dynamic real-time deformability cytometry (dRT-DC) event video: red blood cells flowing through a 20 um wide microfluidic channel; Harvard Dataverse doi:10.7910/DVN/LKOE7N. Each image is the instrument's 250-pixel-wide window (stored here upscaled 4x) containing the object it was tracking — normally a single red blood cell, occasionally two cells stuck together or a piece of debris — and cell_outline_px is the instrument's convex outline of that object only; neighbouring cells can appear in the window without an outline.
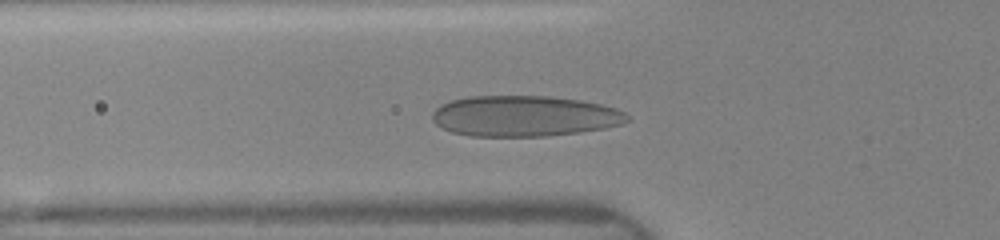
{"species": "human", "species_latin": "Homo sapiens", "temperature_condition": "room temperature", "stored_images_in_passage": 11, "camera_frame_rate_fps": 3000, "um_per_image_px": 0.085, "donor": {"sex": "female"}, "frame": {"image": 1, "passage_image": 10, "time_ms": 4.0, "image_size_px": [1000, 240], "cell_outline_px": [[628, 120], [624, 124], [604, 128], [580, 132], [544, 136], [472, 136], [452, 132], [440, 128], [432, 120], [432, 112], [440, 104], [452, 100], [468, 96], [548, 96], [580, 100], [600, 104], [616, 108], [624, 112], [628, 116]], "centroid_in_image_um": [44.55, 9.86], "position_along_channel_um": 81.3, "area_um2": 46.47}}